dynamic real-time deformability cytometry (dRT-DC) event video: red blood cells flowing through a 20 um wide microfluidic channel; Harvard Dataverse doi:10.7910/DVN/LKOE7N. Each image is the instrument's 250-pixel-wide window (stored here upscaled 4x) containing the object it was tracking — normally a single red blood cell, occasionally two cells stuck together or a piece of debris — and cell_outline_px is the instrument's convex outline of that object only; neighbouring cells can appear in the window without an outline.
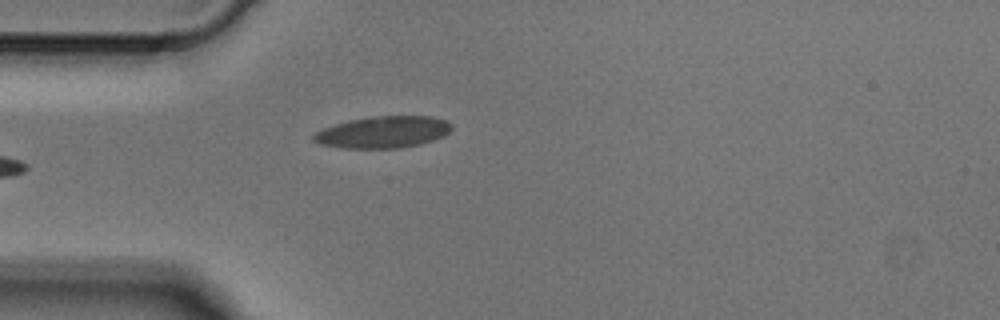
{"species": "Egyptian fruit bat (a non-hibernating species)", "species_latin": "Rousettus aegyptiacus", "temperature_condition": "cold", "stored_images_in_passage": 4, "camera_frame_rate_fps": 3000, "um_per_image_px": 0.085, "animal": {"sex": "male"}, "frame": {"image": 1, "passage_image": 4, "time_ms": 1.0, "image_size_px": [1000, 320], "cell_outline_px": [[452, 128], [444, 136], [420, 144], [400, 148], [344, 148], [320, 144], [312, 140], [312, 136], [316, 132], [324, 128], [348, 120], [372, 116], [432, 116], [444, 120], [452, 124]], "centroid_in_image_um": [32.56, 11.23], "position_along_channel_um": 52.4, "area_um2": 25.49}}